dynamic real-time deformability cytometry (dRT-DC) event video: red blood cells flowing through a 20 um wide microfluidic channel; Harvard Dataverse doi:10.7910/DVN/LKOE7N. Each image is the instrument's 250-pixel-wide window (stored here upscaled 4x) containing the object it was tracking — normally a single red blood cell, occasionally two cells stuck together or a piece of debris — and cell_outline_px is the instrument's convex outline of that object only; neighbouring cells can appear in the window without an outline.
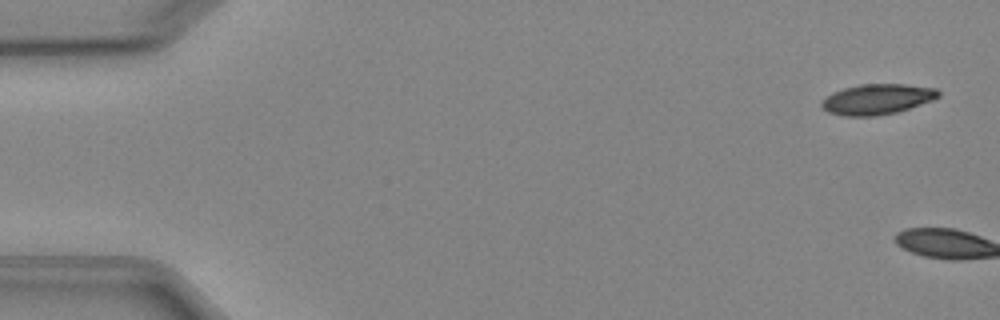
{"species": "Egyptian fruit bat (a non-hibernating species)", "species_latin": "Rousettus aegyptiacus", "temperature_condition": "cold", "stored_images_in_passage": 7, "camera_frame_rate_fps": 3000, "um_per_image_px": 0.085, "animal": {"sex": "female"}, "frame": {"image": 1, "passage_image": 1, "time_ms": 0.0, "image_size_px": [1000, 320], "cell_outline_px": [[940, 96], [932, 100], [896, 112], [876, 116], [844, 116], [828, 112], [820, 104], [832, 92], [844, 88], [860, 84], [904, 84], [936, 88], [940, 92]], "centroid_in_image_um": [74.56, 8.43], "position_along_channel_um": 10.4, "area_um2": 20.52}}
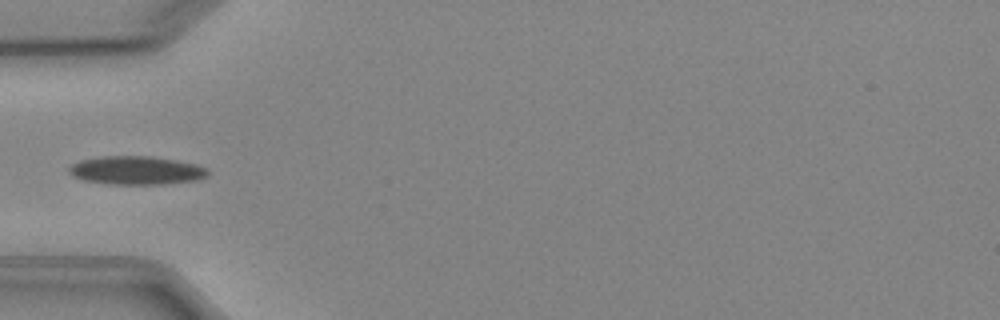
{"frame": {"image": 2, "passage_image": 6, "time_ms": 6.0, "image_size_px": [1000, 320], "cell_outline_px": [[208, 176], [196, 180], [164, 184], [112, 184], [84, 180], [72, 176], [68, 172], [68, 168], [72, 164], [80, 160], [100, 156], [152, 156], [176, 160], [196, 164], [208, 168]], "centroid_in_image_um": [11.59, 14.47], "position_along_channel_um": 73.4, "area_um2": 23.12}}